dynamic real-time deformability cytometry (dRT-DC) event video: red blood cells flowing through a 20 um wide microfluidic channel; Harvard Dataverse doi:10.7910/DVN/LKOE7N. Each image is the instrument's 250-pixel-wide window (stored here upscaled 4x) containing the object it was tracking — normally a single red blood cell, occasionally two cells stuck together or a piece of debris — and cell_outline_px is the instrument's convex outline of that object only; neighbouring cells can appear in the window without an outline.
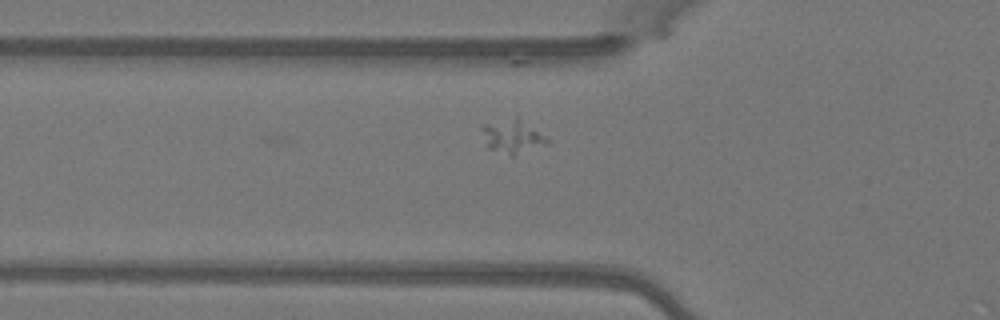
{"species": "Egyptian fruit bat (a non-hibernating species)", "species_latin": "Rousettus aegyptiacus", "temperature_condition": "warm", "stored_images_in_passage": 2, "camera_frame_rate_fps": 3000, "um_per_image_px": 0.085, "animal": {"sex": "female"}, "frame": {"image": 1, "passage_image": 2, "time_ms": 0.333, "image_size_px": [1000, 320], "cell_outline_px": [[548, 144], [512, 156], [488, 148], [480, 128], [484, 124], [516, 116], [548, 140]], "centroid_in_image_um": [43.5, 11.6], "position_along_channel_um": 82.3, "area_um2": 12.37}}